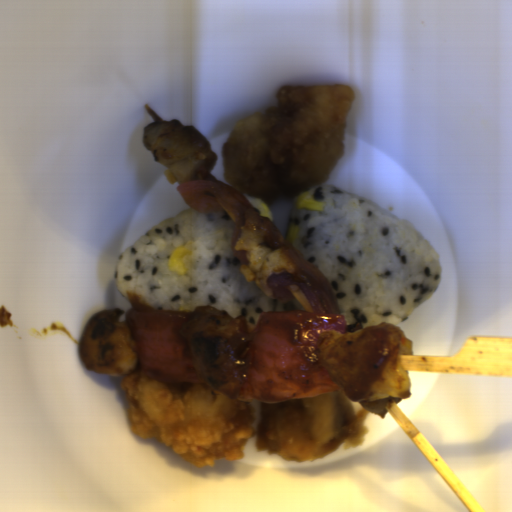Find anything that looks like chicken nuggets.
I'll return each instance as SVG.
<instances>
[{
	"mask_svg": "<svg viewBox=\"0 0 512 512\" xmlns=\"http://www.w3.org/2000/svg\"><path fill=\"white\" fill-rule=\"evenodd\" d=\"M122 315L120 308L104 310L85 323L78 352L87 370L121 377L138 368L137 346L127 320L119 321Z\"/></svg>",
	"mask_w": 512,
	"mask_h": 512,
	"instance_id": "2cc3b61b",
	"label": "chicken nuggets"
},
{
	"mask_svg": "<svg viewBox=\"0 0 512 512\" xmlns=\"http://www.w3.org/2000/svg\"><path fill=\"white\" fill-rule=\"evenodd\" d=\"M144 147L166 166L178 184L215 169L218 155L206 136L180 120H157L144 127Z\"/></svg>",
	"mask_w": 512,
	"mask_h": 512,
	"instance_id": "bb5aeace",
	"label": "chicken nuggets"
},
{
	"mask_svg": "<svg viewBox=\"0 0 512 512\" xmlns=\"http://www.w3.org/2000/svg\"><path fill=\"white\" fill-rule=\"evenodd\" d=\"M256 328L242 314L232 317L210 304L196 306L179 331L200 381L237 400L249 377Z\"/></svg>",
	"mask_w": 512,
	"mask_h": 512,
	"instance_id": "f4ed5422",
	"label": "chicken nuggets"
},
{
	"mask_svg": "<svg viewBox=\"0 0 512 512\" xmlns=\"http://www.w3.org/2000/svg\"><path fill=\"white\" fill-rule=\"evenodd\" d=\"M316 355L347 399L369 413L384 418L387 401L398 404L411 396L401 356H413V341L394 323L369 324L349 333L321 331Z\"/></svg>",
	"mask_w": 512,
	"mask_h": 512,
	"instance_id": "90cb4de2",
	"label": "chicken nuggets"
},
{
	"mask_svg": "<svg viewBox=\"0 0 512 512\" xmlns=\"http://www.w3.org/2000/svg\"><path fill=\"white\" fill-rule=\"evenodd\" d=\"M231 241L245 281H254L269 298L274 299V294L268 277L279 273L334 297L322 271L299 253L269 218L260 216L256 208L241 214L233 226Z\"/></svg>",
	"mask_w": 512,
	"mask_h": 512,
	"instance_id": "cc037f56",
	"label": "chicken nuggets"
}]
</instances>
